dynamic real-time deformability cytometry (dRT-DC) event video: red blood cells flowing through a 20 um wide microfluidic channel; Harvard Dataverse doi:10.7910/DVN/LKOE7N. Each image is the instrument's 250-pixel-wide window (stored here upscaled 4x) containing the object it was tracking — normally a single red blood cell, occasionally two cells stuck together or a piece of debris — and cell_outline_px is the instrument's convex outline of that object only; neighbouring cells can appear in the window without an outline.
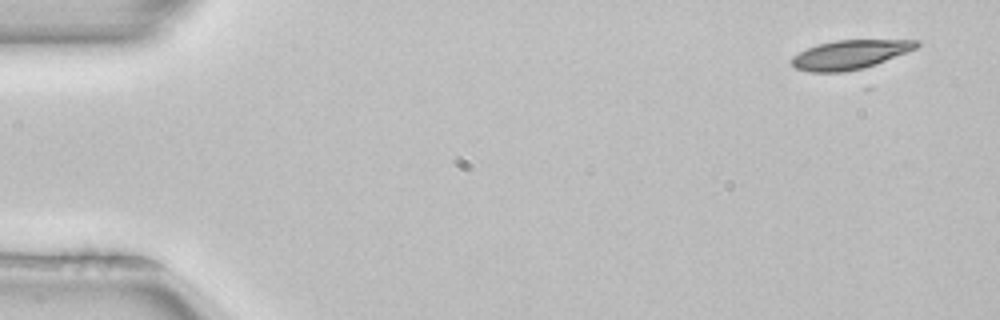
{"species": "common noctule bat (a hibernating species)", "species_latin": "Nyctalus noctula", "temperature_condition": "room temperature", "stored_images_in_passage": 3, "camera_frame_rate_fps": 3000, "um_per_image_px": 0.085, "animal": {"sex": "female", "body_mass_g": 22.7, "forearm_length_mm": 54.2}, "frame": {"image": 1, "passage_image": 1, "time_ms": 0.0, "image_size_px": [1000, 320], "cell_outline_px": [[920, 44], [916, 48], [876, 64], [864, 68], [844, 72], [808, 72], [796, 68], [792, 64], [792, 56], [808, 48], [820, 44], [836, 40], [920, 40]], "centroid_in_image_um": [72.25, 4.65], "position_along_channel_um": 12.8, "area_um2": 20.92}}
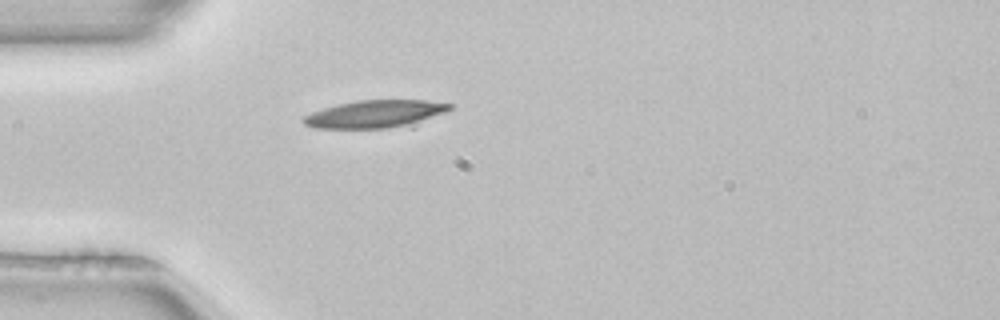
{"frame": {"image": 2, "passage_image": 3, "time_ms": 0.667, "image_size_px": [1000, 320], "cell_outline_px": [[452, 108], [448, 112], [416, 128], [316, 128], [304, 124], [304, 116], [312, 112], [324, 108], [340, 104], [360, 100], [424, 100], [452, 104]], "centroid_in_image_um": [32.09, 9.72], "position_along_channel_um": 52.9, "area_um2": 24.33}}